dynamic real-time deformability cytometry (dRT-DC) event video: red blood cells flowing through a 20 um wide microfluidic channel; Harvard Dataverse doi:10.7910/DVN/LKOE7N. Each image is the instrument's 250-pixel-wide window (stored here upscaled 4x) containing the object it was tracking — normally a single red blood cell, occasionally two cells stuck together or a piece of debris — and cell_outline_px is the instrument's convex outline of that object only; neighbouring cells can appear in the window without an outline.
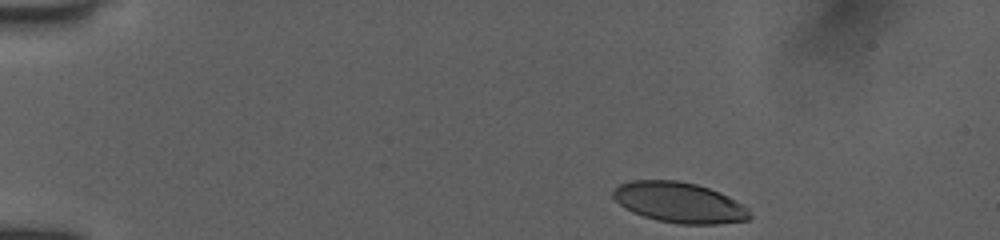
{"species": "human", "species_latin": "Homo sapiens", "temperature_condition": "room temperature", "stored_images_in_passage": 8, "camera_frame_rate_fps": 3000, "um_per_image_px": 0.085, "donor": {"sex": "female"}, "frame": {"image": 1, "passage_image": 1, "time_ms": 0.0, "image_size_px": [1000, 240], "cell_outline_px": [[752, 216], [748, 220], [716, 224], [680, 224], [656, 220], [632, 212], [624, 208], [612, 196], [612, 192], [620, 184], [632, 180], [676, 180], [696, 184], [720, 192], [728, 196], [748, 208]], "centroid_in_image_um": [57.74, 17.21], "position_along_channel_um": 27.3, "area_um2": 32.19}}
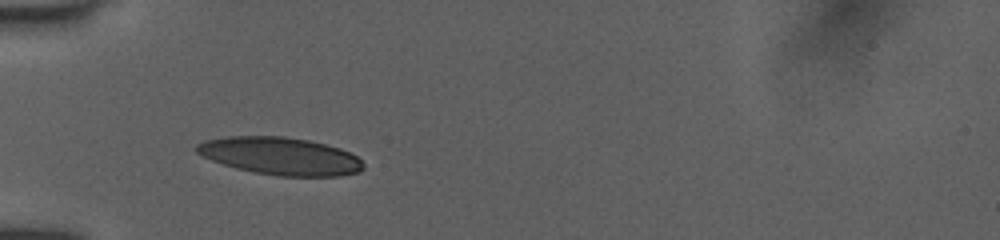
{"frame": {"image": 2, "passage_image": 5, "time_ms": 3.0, "image_size_px": [1000, 240], "cell_outline_px": [[364, 168], [360, 172], [340, 176], [280, 176], [252, 172], [236, 168], [212, 160], [196, 152], [192, 148], [196, 144], [204, 140], [228, 136], [284, 136], [308, 140], [340, 148], [356, 156], [364, 164]], "centroid_in_image_um": [23.81, 13.26], "position_along_channel_um": 61.2, "area_um2": 36.59}}
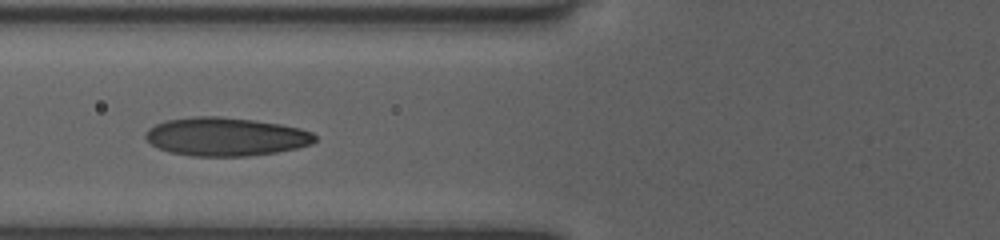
{"frame": {"image": 3, "passage_image": 7, "time_ms": 4.333, "image_size_px": [1000, 240], "cell_outline_px": [[316, 140], [312, 144], [296, 148], [276, 152], [248, 156], [192, 156], [168, 152], [152, 144], [144, 136], [148, 128], [156, 124], [168, 120], [196, 116], [216, 116], [252, 120], [280, 124], [300, 128], [312, 132], [316, 136]], "centroid_in_image_um": [19.2, 11.62], "position_along_channel_um": 106.6, "area_um2": 37.8}}